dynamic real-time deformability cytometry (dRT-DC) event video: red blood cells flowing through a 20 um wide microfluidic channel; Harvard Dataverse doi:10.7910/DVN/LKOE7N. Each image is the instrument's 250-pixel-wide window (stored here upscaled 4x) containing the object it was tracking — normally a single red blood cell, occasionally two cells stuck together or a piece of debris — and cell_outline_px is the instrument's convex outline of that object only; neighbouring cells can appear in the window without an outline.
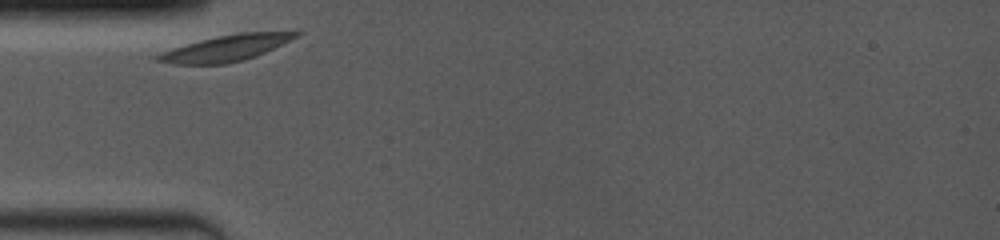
{"species": "common noctule bat (a hibernating species)", "species_latin": "Nyctalus noctula", "temperature_condition": "room temperature", "stored_images_in_passage": 4, "camera_frame_rate_fps": 4000, "um_per_image_px": 0.085, "animal": {"sex": "female", "body_mass_g": 19.0, "forearm_length_mm": 53.3}, "frame": {"image": 1, "passage_image": 1, "time_ms": 0.0, "image_size_px": [1000, 240], "cell_outline_px": [[304, 32], [256, 56], [244, 60], [224, 64], [172, 64], [156, 60], [152, 56], [160, 52], [172, 48], [200, 40], [216, 36], [240, 32]], "centroid_in_image_um": [19.09, 4.1], "position_along_channel_um": 65.9, "area_um2": 20.69}}
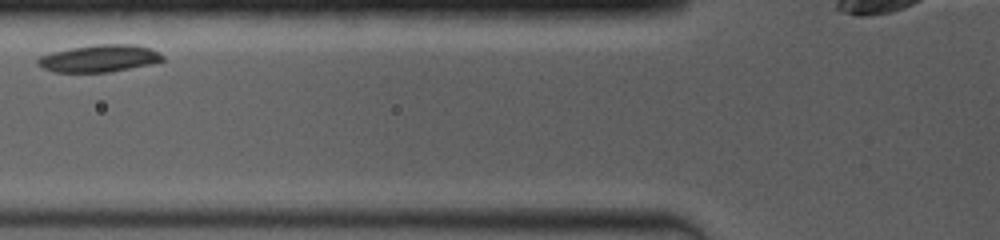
{"frame": {"image": 2, "passage_image": 3, "time_ms": 1.5, "image_size_px": [1000, 240], "cell_outline_px": [[164, 60], [148, 64], [108, 72], [52, 72], [36, 64], [36, 60], [40, 56], [52, 52], [72, 48], [96, 44], [136, 44], [152, 48], [160, 52], [164, 56]], "centroid_in_image_um": [8.44, 4.95], "position_along_channel_um": 117.4, "area_um2": 19.77}}